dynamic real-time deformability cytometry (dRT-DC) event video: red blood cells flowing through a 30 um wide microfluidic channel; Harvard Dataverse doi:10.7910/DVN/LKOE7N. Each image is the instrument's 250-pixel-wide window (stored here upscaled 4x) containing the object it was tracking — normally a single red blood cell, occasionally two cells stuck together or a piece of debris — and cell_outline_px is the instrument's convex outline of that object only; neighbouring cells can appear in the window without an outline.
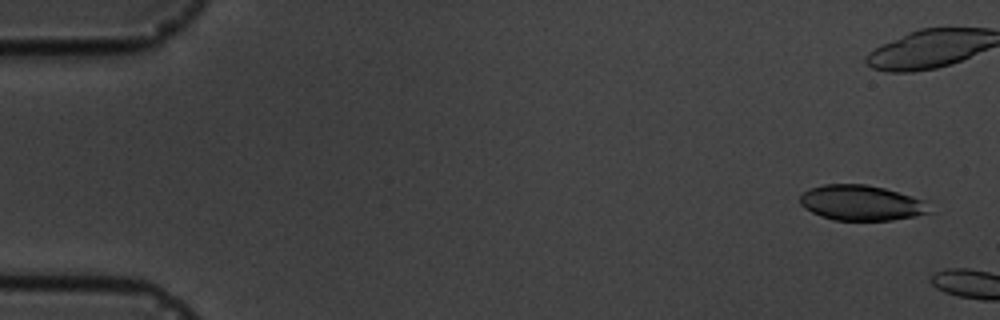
{"species": "common noctule bat (a hibernating species)", "species_latin": "Nyctalus noctula", "temperature_condition": "cold", "stored_images_in_passage": 6, "camera_frame_rate_fps": 3000, "um_per_image_px": 0.085, "animal": {"sex": "male", "body_mass_g": 19.5, "forearm_length_mm": 54.6}, "frame": {"image": 1, "passage_image": 1, "time_ms": 0.0, "image_size_px": [1000, 320], "cell_outline_px": [[932, 212], [916, 216], [892, 220], [832, 220], [820, 216], [804, 208], [800, 204], [800, 196], [804, 192], [812, 188], [824, 184], [864, 184], [884, 188], [912, 196], [924, 200]], "centroid_in_image_um": [73.21, 17.25], "position_along_channel_um": 11.8, "area_um2": 26.59}}
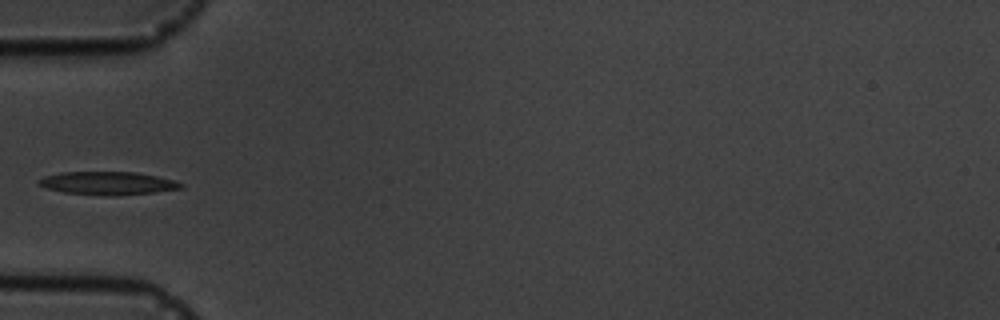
{"frame": {"image": 2, "passage_image": 6, "time_ms": 7.333, "image_size_px": [1000, 320], "cell_outline_px": [[184, 188], [156, 192], [112, 196], [108, 196], [64, 192], [44, 188], [36, 184], [36, 180], [44, 176], [60, 172], [136, 172], [156, 176], [172, 180], [184, 184]], "centroid_in_image_um": [9.11, 15.57], "position_along_channel_um": 75.9, "area_um2": 19.31}}